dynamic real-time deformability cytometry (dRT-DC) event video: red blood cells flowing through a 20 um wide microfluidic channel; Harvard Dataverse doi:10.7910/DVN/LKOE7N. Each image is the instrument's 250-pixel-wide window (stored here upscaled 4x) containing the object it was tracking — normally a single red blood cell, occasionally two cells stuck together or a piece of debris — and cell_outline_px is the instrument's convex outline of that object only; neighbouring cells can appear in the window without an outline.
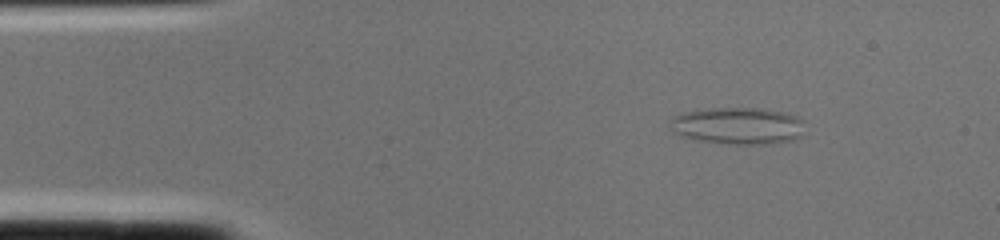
{"species": "common noctule bat (a hibernating species)", "species_latin": "Nyctalus noctula", "temperature_condition": "cold", "stored_images_in_passage": 1, "camera_frame_rate_fps": 3000, "um_per_image_px": 0.085, "animal": {"sex": "female", "body_mass_g": 22.0, "forearm_length_mm": 56.7}, "frame": {"image": 1, "passage_image": 1, "time_ms": 0.0, "image_size_px": [1000, 240], "cell_outline_px": [[800, 136], [792, 140], [764, 144], [728, 144], [696, 140], [684, 136], [676, 132], [672, 128], [668, 120], [672, 116], [684, 112], [708, 108], [768, 108], [796, 116], [800, 120]], "centroid_in_image_um": [62.65, 10.68], "position_along_channel_um": 22.3, "area_um2": 28.78}}